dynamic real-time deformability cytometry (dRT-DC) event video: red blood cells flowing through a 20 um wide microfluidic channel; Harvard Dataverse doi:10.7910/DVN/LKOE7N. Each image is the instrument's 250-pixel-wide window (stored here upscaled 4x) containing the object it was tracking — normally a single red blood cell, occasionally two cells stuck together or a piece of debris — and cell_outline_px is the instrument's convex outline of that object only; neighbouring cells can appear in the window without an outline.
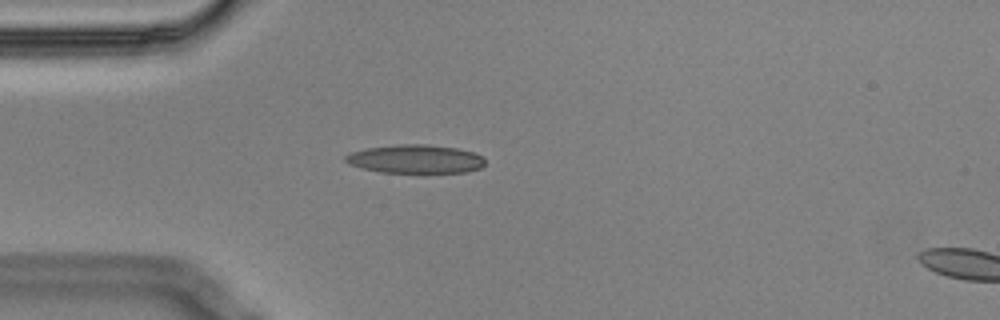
{"species": "Egyptian fruit bat (a non-hibernating species)", "species_latin": "Rousettus aegyptiacus", "temperature_condition": "cold", "stored_images_in_passage": 2, "camera_frame_rate_fps": 3000, "um_per_image_px": 0.085, "animal": {"sex": "male"}, "frame": {"image": 1, "passage_image": 1, "time_ms": 0.0, "image_size_px": [1000, 320], "cell_outline_px": [[484, 164], [480, 168], [468, 172], [380, 172], [360, 168], [348, 164], [344, 160], [344, 156], [352, 152], [368, 148], [396, 144], [428, 144], [456, 148], [472, 152], [480, 156], [484, 160]], "centroid_in_image_um": [35.27, 13.51], "position_along_channel_um": 49.7, "area_um2": 23.12}}